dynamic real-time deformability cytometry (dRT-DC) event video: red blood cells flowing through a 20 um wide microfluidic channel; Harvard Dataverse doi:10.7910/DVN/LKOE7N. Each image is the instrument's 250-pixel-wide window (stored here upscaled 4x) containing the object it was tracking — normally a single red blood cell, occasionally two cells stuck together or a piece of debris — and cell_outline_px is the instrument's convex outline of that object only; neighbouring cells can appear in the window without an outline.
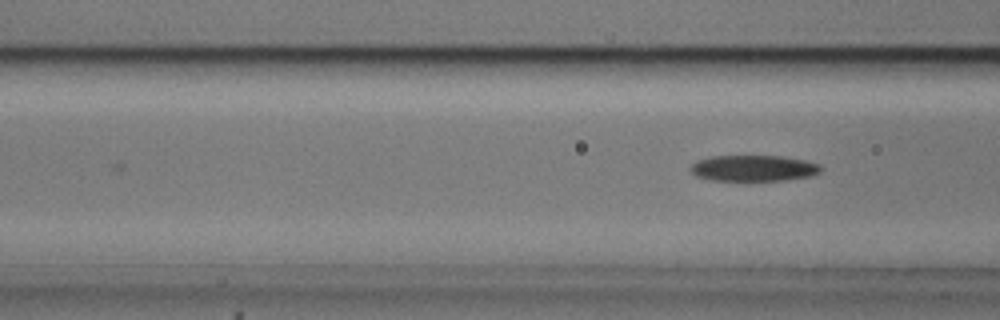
{"species": "common noctule bat (a hibernating species)", "species_latin": "Nyctalus noctula", "temperature_condition": "cold", "stored_images_in_passage": 4, "camera_frame_rate_fps": 3000, "um_per_image_px": 0.085, "animal": {"sex": "male", "body_mass_g": 20.5, "forearm_length_mm": 52.5}, "frame": {"image": 1, "passage_image": 4, "time_ms": 1.0, "image_size_px": [1000, 320], "cell_outline_px": [[824, 168], [820, 172], [812, 176], [784, 180], [712, 180], [696, 176], [692, 172], [692, 164], [696, 160], [708, 156], [784, 156], [808, 160], [820, 164]], "centroid_in_image_um": [64.11, 14.28], "position_along_channel_um": 102.5, "area_um2": 19.94}}